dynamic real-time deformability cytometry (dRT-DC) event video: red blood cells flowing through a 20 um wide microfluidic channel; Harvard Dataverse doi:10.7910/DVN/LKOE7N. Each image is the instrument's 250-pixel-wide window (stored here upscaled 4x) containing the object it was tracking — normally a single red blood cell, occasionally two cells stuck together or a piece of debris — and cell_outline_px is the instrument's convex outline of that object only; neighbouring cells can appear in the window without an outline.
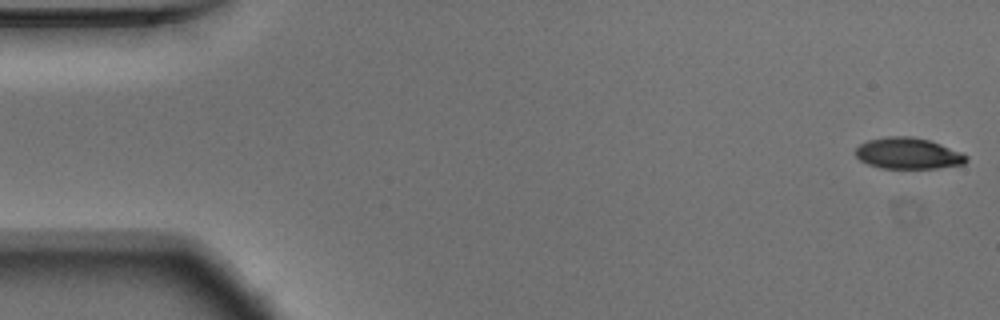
{"species": "Egyptian fruit bat (a non-hibernating species)", "species_latin": "Rousettus aegyptiacus", "temperature_condition": "warm", "stored_images_in_passage": 13, "camera_frame_rate_fps": 3000, "um_per_image_px": 0.085, "animal": {"sex": "male"}, "frame": {"image": 1, "passage_image": 1, "time_ms": 0.0, "image_size_px": [1000, 320], "cell_outline_px": [[968, 160], [964, 164], [936, 168], [880, 168], [868, 164], [860, 160], [852, 152], [860, 144], [868, 140], [888, 136], [912, 136], [928, 140], [940, 144], [960, 152], [968, 156]], "centroid_in_image_um": [77.15, 13.04], "position_along_channel_um": 7.8, "area_um2": 20.17}}
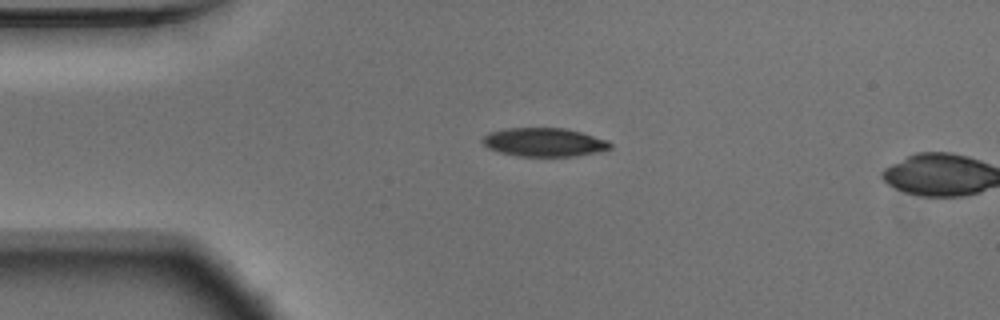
{"frame": {"image": 2, "passage_image": 12, "time_ms": 3.667, "image_size_px": [1000, 320], "cell_outline_px": [[612, 148], [596, 152], [576, 156], [516, 156], [500, 152], [488, 148], [480, 140], [488, 132], [504, 128], [564, 128], [580, 132], [608, 140], [612, 144]], "centroid_in_image_um": [46.23, 12.08], "position_along_channel_um": 38.8, "area_um2": 21.33}}